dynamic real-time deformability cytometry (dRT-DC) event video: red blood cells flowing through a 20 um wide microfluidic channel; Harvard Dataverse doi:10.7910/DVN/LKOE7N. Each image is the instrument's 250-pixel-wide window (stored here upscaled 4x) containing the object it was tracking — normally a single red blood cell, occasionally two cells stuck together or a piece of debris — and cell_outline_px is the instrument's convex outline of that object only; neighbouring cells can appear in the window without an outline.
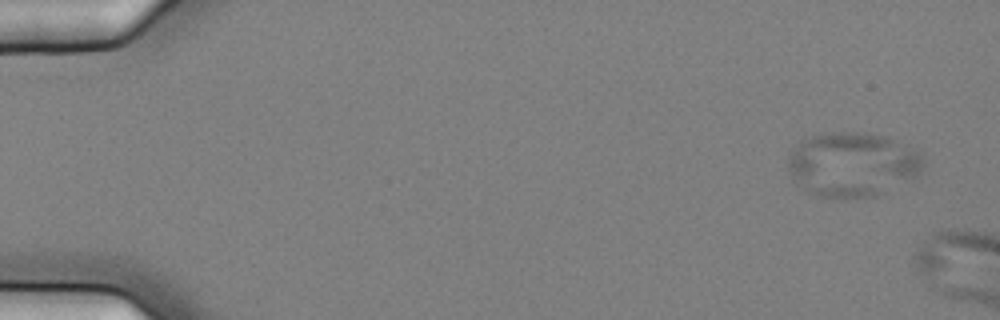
{"species": "common noctule bat (a hibernating species)", "species_latin": "Nyctalus noctula", "temperature_condition": "cold", "stored_images_in_passage": 3, "camera_frame_rate_fps": 3000, "um_per_image_px": 0.085, "animal": {"sex": "female", "body_mass_g": 25.1}, "frame": {"image": 1, "passage_image": 1, "time_ms": 0.0, "image_size_px": [1000, 320], "cell_outline_px": [[924, 164], [920, 172], [916, 176], [876, 196], [844, 200], [816, 196], [808, 192], [792, 180], [788, 172], [788, 152], [800, 140], [824, 132], [868, 132], [888, 136], [924, 152]], "centroid_in_image_um": [72.45, 13.97], "position_along_channel_um": 12.6, "area_um2": 52.25}}